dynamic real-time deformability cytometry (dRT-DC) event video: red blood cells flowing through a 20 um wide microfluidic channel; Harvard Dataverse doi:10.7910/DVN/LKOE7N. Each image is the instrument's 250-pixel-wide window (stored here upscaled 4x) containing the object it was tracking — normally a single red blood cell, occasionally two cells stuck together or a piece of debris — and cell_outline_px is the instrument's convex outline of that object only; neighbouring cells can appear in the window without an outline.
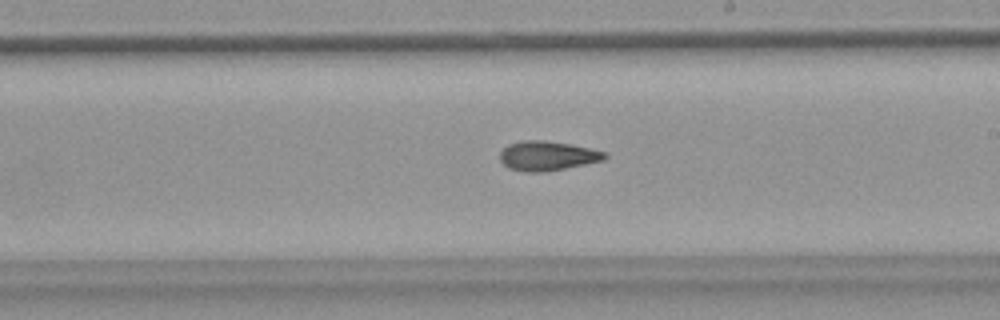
{"species": "common noctule bat (a hibernating species)", "species_latin": "Nyctalus noctula", "temperature_condition": "warm", "stored_images_in_passage": 43, "camera_frame_rate_fps": 3000, "um_per_image_px": 0.085, "animal": {"sex": "female", "body_mass_g": 18.4}, "frame": {"image": 1, "passage_image": 31, "time_ms": 10.0, "image_size_px": [1000, 320], "cell_outline_px": [[608, 156], [604, 160], [544, 172], [524, 172], [508, 168], [500, 160], [500, 152], [508, 144], [524, 140], [544, 140], [572, 144], [608, 152]], "centroid_in_image_um": [46.54, 13.24], "position_along_channel_um": 242.5, "area_um2": 18.09}}